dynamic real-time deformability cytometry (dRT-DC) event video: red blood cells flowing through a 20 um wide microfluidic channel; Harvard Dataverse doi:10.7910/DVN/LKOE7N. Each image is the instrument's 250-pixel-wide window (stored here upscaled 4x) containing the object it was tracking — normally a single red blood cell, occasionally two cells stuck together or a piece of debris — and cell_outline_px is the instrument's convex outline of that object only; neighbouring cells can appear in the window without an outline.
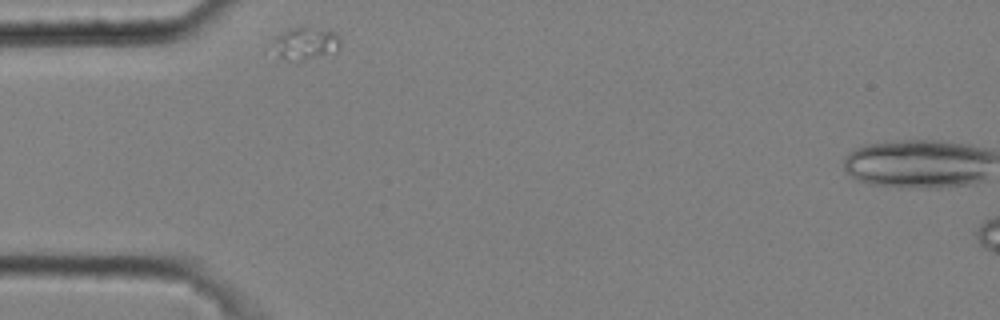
{"species": "common noctule bat (a hibernating species)", "species_latin": "Nyctalus noctula", "temperature_condition": "cold", "stored_images_in_passage": 32, "camera_frame_rate_fps": 3000, "um_per_image_px": 0.085, "animal": {"sex": "male", "body_mass_g": 20.4}, "frame": {"image": 1, "passage_image": 1, "time_ms": 0.0, "image_size_px": [1000, 320], "cell_outline_px": [[340, 48], [336, 52], [304, 60], [284, 60], [280, 56], [272, 44], [284, 32], [292, 28], [304, 28], [336, 32], [340, 40]], "centroid_in_image_um": [26.03, 3.72], "position_along_channel_um": 59.0, "area_um2": 12.2}}
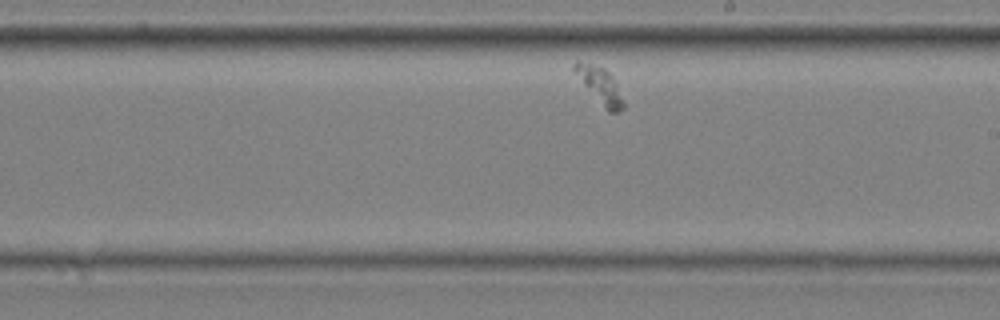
{"frame": {"image": 2, "passage_image": 19, "time_ms": 6.0, "image_size_px": [1000, 320], "cell_outline_px": [[624, 108], [616, 112], [608, 112], [572, 72], [572, 64], [576, 60], [580, 60], [604, 68], [612, 76], [624, 100]], "centroid_in_image_um": [50.95, 7.22], "position_along_channel_um": 238.0, "area_um2": 10.35}}
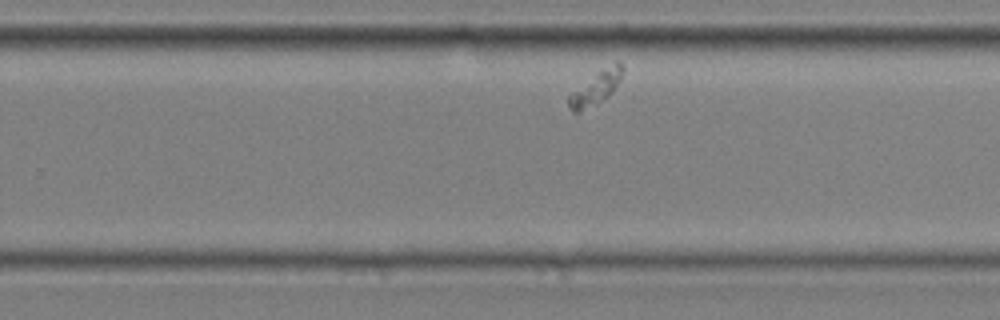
{"frame": {"image": 3, "passage_image": 23, "time_ms": 7.333, "image_size_px": [1000, 320], "cell_outline_px": [[624, 68], [620, 80], [612, 92], [608, 96], [580, 112], [572, 112], [568, 104], [568, 96], [572, 92], [596, 72], [616, 60], [620, 60], [624, 64]], "centroid_in_image_um": [50.69, 7.41], "position_along_channel_um": 279.1, "area_um2": 10.46}}